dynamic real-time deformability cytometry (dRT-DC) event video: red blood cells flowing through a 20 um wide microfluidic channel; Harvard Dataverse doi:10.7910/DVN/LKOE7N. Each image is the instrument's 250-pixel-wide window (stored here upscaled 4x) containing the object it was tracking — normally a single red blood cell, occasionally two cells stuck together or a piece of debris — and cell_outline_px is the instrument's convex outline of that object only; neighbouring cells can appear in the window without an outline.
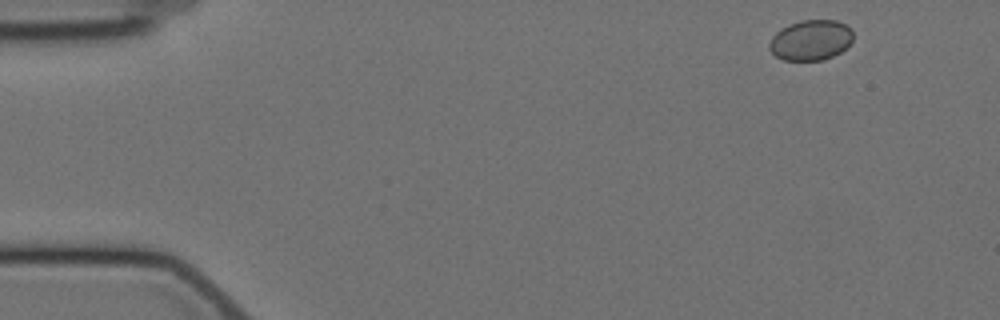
{"species": "Egyptian fruit bat (a non-hibernating species)", "species_latin": "Rousettus aegyptiacus", "temperature_condition": "cold", "stored_images_in_passage": 55, "camera_frame_rate_fps": 3000, "um_per_image_px": 0.085, "animal": {"sex": "female"}, "frame": {"image": 1, "passage_image": 2, "time_ms": 0.333, "image_size_px": [1000, 320], "cell_outline_px": [[852, 40], [840, 52], [824, 60], [784, 60], [776, 56], [768, 48], [768, 44], [772, 36], [780, 28], [788, 24], [800, 20], [836, 20], [852, 28]], "centroid_in_image_um": [68.88, 3.4], "position_along_channel_um": 16.1, "area_um2": 19.77}}
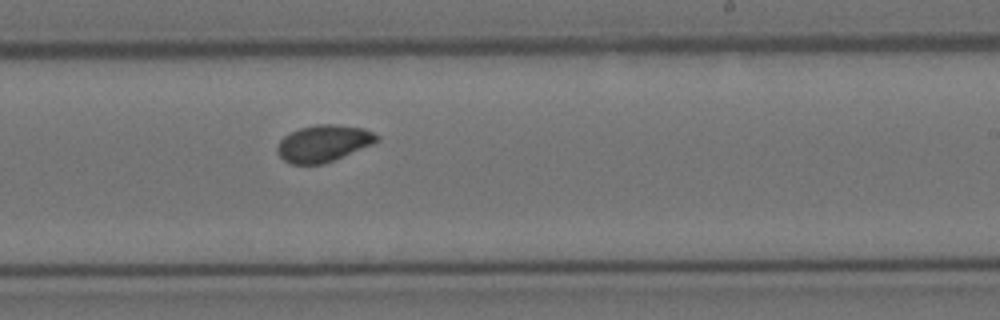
{"frame": {"image": 2, "passage_image": 32, "time_ms": 10.333, "image_size_px": [1000, 320], "cell_outline_px": [[380, 140], [372, 144], [324, 164], [288, 164], [276, 152], [276, 148], [280, 140], [284, 136], [300, 128], [316, 124], [332, 124], [364, 128], [380, 136]], "centroid_in_image_um": [27.48, 12.19], "position_along_channel_um": 261.5, "area_um2": 21.27}}
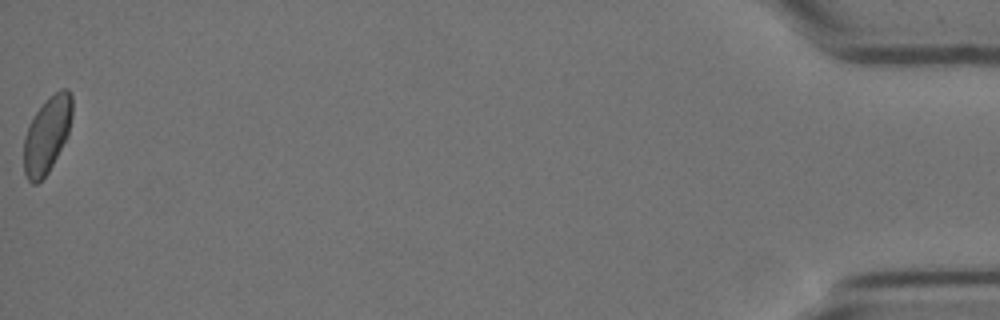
{"frame": {"image": 3, "passage_image": 55, "time_ms": 18.0, "image_size_px": [1000, 320], "cell_outline_px": [[72, 116], [68, 136], [48, 172], [36, 184], [32, 184], [28, 180], [24, 172], [24, 136], [36, 112], [48, 96], [60, 88], [68, 88], [72, 96]], "centroid_in_image_um": [4.01, 11.42], "position_along_channel_um": 431.2, "area_um2": 21.5}, "authors_computed_cell_mechanics": {"area_um2": 20.9236, "velocity_mm_per_s": 3.4891, "shape_relaxation_time_tau1_ms": 3.7507, "shape_relaxation_time_tau2_ms": null, "deformation_change_tau1": 0.0422, "deformation_change_tau2": null}}